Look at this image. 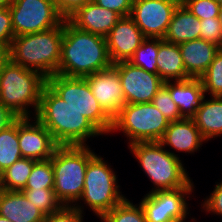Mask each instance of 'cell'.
<instances>
[{
    "mask_svg": "<svg viewBox=\"0 0 222 222\" xmlns=\"http://www.w3.org/2000/svg\"><path fill=\"white\" fill-rule=\"evenodd\" d=\"M37 160L22 157L3 171L2 189L21 191L25 188L33 165Z\"/></svg>",
    "mask_w": 222,
    "mask_h": 222,
    "instance_id": "484cf974",
    "label": "cell"
},
{
    "mask_svg": "<svg viewBox=\"0 0 222 222\" xmlns=\"http://www.w3.org/2000/svg\"><path fill=\"white\" fill-rule=\"evenodd\" d=\"M112 66L118 71L125 104L151 103L164 84L158 74L147 72L129 61L118 62Z\"/></svg>",
    "mask_w": 222,
    "mask_h": 222,
    "instance_id": "7c38bea8",
    "label": "cell"
},
{
    "mask_svg": "<svg viewBox=\"0 0 222 222\" xmlns=\"http://www.w3.org/2000/svg\"><path fill=\"white\" fill-rule=\"evenodd\" d=\"M153 104L168 120V122L178 121L183 119L177 105L172 100L168 89L163 85L153 97Z\"/></svg>",
    "mask_w": 222,
    "mask_h": 222,
    "instance_id": "1f68e13d",
    "label": "cell"
},
{
    "mask_svg": "<svg viewBox=\"0 0 222 222\" xmlns=\"http://www.w3.org/2000/svg\"><path fill=\"white\" fill-rule=\"evenodd\" d=\"M195 186H184L174 190H156L143 196L140 206L147 222H186L189 203L187 200Z\"/></svg>",
    "mask_w": 222,
    "mask_h": 222,
    "instance_id": "8fae6325",
    "label": "cell"
},
{
    "mask_svg": "<svg viewBox=\"0 0 222 222\" xmlns=\"http://www.w3.org/2000/svg\"><path fill=\"white\" fill-rule=\"evenodd\" d=\"M120 187L118 175L111 164L108 165L102 156L95 154L89 160L83 193L74 207L84 214V205H86V208L88 207L94 215L100 218L126 198L120 191Z\"/></svg>",
    "mask_w": 222,
    "mask_h": 222,
    "instance_id": "52a82bcc",
    "label": "cell"
},
{
    "mask_svg": "<svg viewBox=\"0 0 222 222\" xmlns=\"http://www.w3.org/2000/svg\"><path fill=\"white\" fill-rule=\"evenodd\" d=\"M22 158L18 140V119L0 131V169L3 172Z\"/></svg>",
    "mask_w": 222,
    "mask_h": 222,
    "instance_id": "d4e9b609",
    "label": "cell"
},
{
    "mask_svg": "<svg viewBox=\"0 0 222 222\" xmlns=\"http://www.w3.org/2000/svg\"><path fill=\"white\" fill-rule=\"evenodd\" d=\"M105 38L112 64L129 61L145 39L130 16L122 17Z\"/></svg>",
    "mask_w": 222,
    "mask_h": 222,
    "instance_id": "2e32d148",
    "label": "cell"
},
{
    "mask_svg": "<svg viewBox=\"0 0 222 222\" xmlns=\"http://www.w3.org/2000/svg\"><path fill=\"white\" fill-rule=\"evenodd\" d=\"M62 40L63 22L45 31L15 36L9 47V59L48 78L58 72Z\"/></svg>",
    "mask_w": 222,
    "mask_h": 222,
    "instance_id": "3957f363",
    "label": "cell"
},
{
    "mask_svg": "<svg viewBox=\"0 0 222 222\" xmlns=\"http://www.w3.org/2000/svg\"><path fill=\"white\" fill-rule=\"evenodd\" d=\"M192 117L206 142L222 135V97L205 98Z\"/></svg>",
    "mask_w": 222,
    "mask_h": 222,
    "instance_id": "603a6c76",
    "label": "cell"
},
{
    "mask_svg": "<svg viewBox=\"0 0 222 222\" xmlns=\"http://www.w3.org/2000/svg\"><path fill=\"white\" fill-rule=\"evenodd\" d=\"M128 148L155 186L149 192L194 186L182 160L167 151L159 141L136 142L128 145Z\"/></svg>",
    "mask_w": 222,
    "mask_h": 222,
    "instance_id": "5b68a950",
    "label": "cell"
},
{
    "mask_svg": "<svg viewBox=\"0 0 222 222\" xmlns=\"http://www.w3.org/2000/svg\"><path fill=\"white\" fill-rule=\"evenodd\" d=\"M2 175H3V172L0 169V190H2Z\"/></svg>",
    "mask_w": 222,
    "mask_h": 222,
    "instance_id": "bcb514c9",
    "label": "cell"
},
{
    "mask_svg": "<svg viewBox=\"0 0 222 222\" xmlns=\"http://www.w3.org/2000/svg\"><path fill=\"white\" fill-rule=\"evenodd\" d=\"M218 19L222 28V2H220V11H219Z\"/></svg>",
    "mask_w": 222,
    "mask_h": 222,
    "instance_id": "7bdbcfd3",
    "label": "cell"
},
{
    "mask_svg": "<svg viewBox=\"0 0 222 222\" xmlns=\"http://www.w3.org/2000/svg\"><path fill=\"white\" fill-rule=\"evenodd\" d=\"M0 222H12V221H10L9 219L5 217L0 216Z\"/></svg>",
    "mask_w": 222,
    "mask_h": 222,
    "instance_id": "f6af8a7d",
    "label": "cell"
},
{
    "mask_svg": "<svg viewBox=\"0 0 222 222\" xmlns=\"http://www.w3.org/2000/svg\"><path fill=\"white\" fill-rule=\"evenodd\" d=\"M83 215L85 216L74 206H63L60 210L45 215L43 222H83Z\"/></svg>",
    "mask_w": 222,
    "mask_h": 222,
    "instance_id": "e575fe53",
    "label": "cell"
},
{
    "mask_svg": "<svg viewBox=\"0 0 222 222\" xmlns=\"http://www.w3.org/2000/svg\"><path fill=\"white\" fill-rule=\"evenodd\" d=\"M157 58V74L164 82L190 79L184 68L179 45L158 38Z\"/></svg>",
    "mask_w": 222,
    "mask_h": 222,
    "instance_id": "cb8c5ba5",
    "label": "cell"
},
{
    "mask_svg": "<svg viewBox=\"0 0 222 222\" xmlns=\"http://www.w3.org/2000/svg\"><path fill=\"white\" fill-rule=\"evenodd\" d=\"M101 222H147L142 207L127 197L100 217Z\"/></svg>",
    "mask_w": 222,
    "mask_h": 222,
    "instance_id": "4316f807",
    "label": "cell"
},
{
    "mask_svg": "<svg viewBox=\"0 0 222 222\" xmlns=\"http://www.w3.org/2000/svg\"><path fill=\"white\" fill-rule=\"evenodd\" d=\"M46 85L60 99L80 112L103 135L111 133L113 119L100 106L85 77L55 74L46 78Z\"/></svg>",
    "mask_w": 222,
    "mask_h": 222,
    "instance_id": "ba28073f",
    "label": "cell"
},
{
    "mask_svg": "<svg viewBox=\"0 0 222 222\" xmlns=\"http://www.w3.org/2000/svg\"><path fill=\"white\" fill-rule=\"evenodd\" d=\"M200 21V39L212 42L222 48V28L218 17H211Z\"/></svg>",
    "mask_w": 222,
    "mask_h": 222,
    "instance_id": "836d02e7",
    "label": "cell"
},
{
    "mask_svg": "<svg viewBox=\"0 0 222 222\" xmlns=\"http://www.w3.org/2000/svg\"><path fill=\"white\" fill-rule=\"evenodd\" d=\"M21 192L45 215L56 212L63 207L53 188H24Z\"/></svg>",
    "mask_w": 222,
    "mask_h": 222,
    "instance_id": "f1b7e54d",
    "label": "cell"
},
{
    "mask_svg": "<svg viewBox=\"0 0 222 222\" xmlns=\"http://www.w3.org/2000/svg\"><path fill=\"white\" fill-rule=\"evenodd\" d=\"M9 60V48L0 45V71L4 64Z\"/></svg>",
    "mask_w": 222,
    "mask_h": 222,
    "instance_id": "60d3db41",
    "label": "cell"
},
{
    "mask_svg": "<svg viewBox=\"0 0 222 222\" xmlns=\"http://www.w3.org/2000/svg\"><path fill=\"white\" fill-rule=\"evenodd\" d=\"M168 120L151 103L125 104L113 118L112 132H123L128 144L160 141Z\"/></svg>",
    "mask_w": 222,
    "mask_h": 222,
    "instance_id": "9c48e42d",
    "label": "cell"
},
{
    "mask_svg": "<svg viewBox=\"0 0 222 222\" xmlns=\"http://www.w3.org/2000/svg\"><path fill=\"white\" fill-rule=\"evenodd\" d=\"M54 171L50 159L38 160L33 165L25 188H53Z\"/></svg>",
    "mask_w": 222,
    "mask_h": 222,
    "instance_id": "4dcf8cb0",
    "label": "cell"
},
{
    "mask_svg": "<svg viewBox=\"0 0 222 222\" xmlns=\"http://www.w3.org/2000/svg\"><path fill=\"white\" fill-rule=\"evenodd\" d=\"M213 191L209 196L202 200L201 209L205 211V213H212V215L216 214L217 216L222 217V181L215 182Z\"/></svg>",
    "mask_w": 222,
    "mask_h": 222,
    "instance_id": "d590c367",
    "label": "cell"
},
{
    "mask_svg": "<svg viewBox=\"0 0 222 222\" xmlns=\"http://www.w3.org/2000/svg\"><path fill=\"white\" fill-rule=\"evenodd\" d=\"M98 6L117 12L122 17L130 16L133 0H93Z\"/></svg>",
    "mask_w": 222,
    "mask_h": 222,
    "instance_id": "74e56055",
    "label": "cell"
},
{
    "mask_svg": "<svg viewBox=\"0 0 222 222\" xmlns=\"http://www.w3.org/2000/svg\"><path fill=\"white\" fill-rule=\"evenodd\" d=\"M164 1H168V2H172L179 5H182L184 3V0H164Z\"/></svg>",
    "mask_w": 222,
    "mask_h": 222,
    "instance_id": "ee69618b",
    "label": "cell"
},
{
    "mask_svg": "<svg viewBox=\"0 0 222 222\" xmlns=\"http://www.w3.org/2000/svg\"><path fill=\"white\" fill-rule=\"evenodd\" d=\"M183 4L200 20L218 17L220 11L219 0H184Z\"/></svg>",
    "mask_w": 222,
    "mask_h": 222,
    "instance_id": "d6a6232c",
    "label": "cell"
},
{
    "mask_svg": "<svg viewBox=\"0 0 222 222\" xmlns=\"http://www.w3.org/2000/svg\"><path fill=\"white\" fill-rule=\"evenodd\" d=\"M18 140L22 157L37 161L50 159L59 146L35 117L18 118Z\"/></svg>",
    "mask_w": 222,
    "mask_h": 222,
    "instance_id": "5bb4252c",
    "label": "cell"
},
{
    "mask_svg": "<svg viewBox=\"0 0 222 222\" xmlns=\"http://www.w3.org/2000/svg\"><path fill=\"white\" fill-rule=\"evenodd\" d=\"M9 11L14 36L45 31L65 20L58 13L54 0H12Z\"/></svg>",
    "mask_w": 222,
    "mask_h": 222,
    "instance_id": "30bf717a",
    "label": "cell"
},
{
    "mask_svg": "<svg viewBox=\"0 0 222 222\" xmlns=\"http://www.w3.org/2000/svg\"><path fill=\"white\" fill-rule=\"evenodd\" d=\"M35 118L52 134L58 145L86 146L89 138L103 136L89 120L60 99L47 85L42 89Z\"/></svg>",
    "mask_w": 222,
    "mask_h": 222,
    "instance_id": "7a4b0ae2",
    "label": "cell"
},
{
    "mask_svg": "<svg viewBox=\"0 0 222 222\" xmlns=\"http://www.w3.org/2000/svg\"><path fill=\"white\" fill-rule=\"evenodd\" d=\"M177 7L164 0H133L130 17L145 38L163 39Z\"/></svg>",
    "mask_w": 222,
    "mask_h": 222,
    "instance_id": "4fadbf2b",
    "label": "cell"
},
{
    "mask_svg": "<svg viewBox=\"0 0 222 222\" xmlns=\"http://www.w3.org/2000/svg\"><path fill=\"white\" fill-rule=\"evenodd\" d=\"M19 117L0 103V131L6 129Z\"/></svg>",
    "mask_w": 222,
    "mask_h": 222,
    "instance_id": "ab89813d",
    "label": "cell"
},
{
    "mask_svg": "<svg viewBox=\"0 0 222 222\" xmlns=\"http://www.w3.org/2000/svg\"><path fill=\"white\" fill-rule=\"evenodd\" d=\"M94 97L113 119L125 105L118 71L113 67L85 76Z\"/></svg>",
    "mask_w": 222,
    "mask_h": 222,
    "instance_id": "9a60e30c",
    "label": "cell"
},
{
    "mask_svg": "<svg viewBox=\"0 0 222 222\" xmlns=\"http://www.w3.org/2000/svg\"><path fill=\"white\" fill-rule=\"evenodd\" d=\"M121 18L117 12L100 7L91 1L67 20L77 29L106 37Z\"/></svg>",
    "mask_w": 222,
    "mask_h": 222,
    "instance_id": "ac0fdd59",
    "label": "cell"
},
{
    "mask_svg": "<svg viewBox=\"0 0 222 222\" xmlns=\"http://www.w3.org/2000/svg\"><path fill=\"white\" fill-rule=\"evenodd\" d=\"M45 85L46 78L40 72L9 59L0 71V103L19 118L35 117Z\"/></svg>",
    "mask_w": 222,
    "mask_h": 222,
    "instance_id": "277c9868",
    "label": "cell"
},
{
    "mask_svg": "<svg viewBox=\"0 0 222 222\" xmlns=\"http://www.w3.org/2000/svg\"><path fill=\"white\" fill-rule=\"evenodd\" d=\"M0 216L12 222H43L45 214L21 191L0 190Z\"/></svg>",
    "mask_w": 222,
    "mask_h": 222,
    "instance_id": "44dd1931",
    "label": "cell"
},
{
    "mask_svg": "<svg viewBox=\"0 0 222 222\" xmlns=\"http://www.w3.org/2000/svg\"><path fill=\"white\" fill-rule=\"evenodd\" d=\"M169 91L183 118H192L205 94L200 78L183 81H166L163 84Z\"/></svg>",
    "mask_w": 222,
    "mask_h": 222,
    "instance_id": "ffe728a7",
    "label": "cell"
},
{
    "mask_svg": "<svg viewBox=\"0 0 222 222\" xmlns=\"http://www.w3.org/2000/svg\"><path fill=\"white\" fill-rule=\"evenodd\" d=\"M201 21L184 5H179L172 16L163 38L166 42L181 44L200 39Z\"/></svg>",
    "mask_w": 222,
    "mask_h": 222,
    "instance_id": "7402d4cb",
    "label": "cell"
},
{
    "mask_svg": "<svg viewBox=\"0 0 222 222\" xmlns=\"http://www.w3.org/2000/svg\"><path fill=\"white\" fill-rule=\"evenodd\" d=\"M159 142L164 148L169 147L170 149L166 148V150L179 158L180 155L175 153L176 150L178 153L182 152L191 155L200 151L199 149L203 146V143H206L192 118L169 122ZM171 149L175 151L173 152Z\"/></svg>",
    "mask_w": 222,
    "mask_h": 222,
    "instance_id": "e0dca14e",
    "label": "cell"
},
{
    "mask_svg": "<svg viewBox=\"0 0 222 222\" xmlns=\"http://www.w3.org/2000/svg\"><path fill=\"white\" fill-rule=\"evenodd\" d=\"M14 37L9 7L0 8V45L9 48Z\"/></svg>",
    "mask_w": 222,
    "mask_h": 222,
    "instance_id": "8d00e7d4",
    "label": "cell"
},
{
    "mask_svg": "<svg viewBox=\"0 0 222 222\" xmlns=\"http://www.w3.org/2000/svg\"><path fill=\"white\" fill-rule=\"evenodd\" d=\"M58 13L67 20L79 8L91 0H54Z\"/></svg>",
    "mask_w": 222,
    "mask_h": 222,
    "instance_id": "f35d334b",
    "label": "cell"
},
{
    "mask_svg": "<svg viewBox=\"0 0 222 222\" xmlns=\"http://www.w3.org/2000/svg\"><path fill=\"white\" fill-rule=\"evenodd\" d=\"M112 65L105 37L77 29L68 20L63 21L61 60L57 74L85 77Z\"/></svg>",
    "mask_w": 222,
    "mask_h": 222,
    "instance_id": "6da1fadb",
    "label": "cell"
},
{
    "mask_svg": "<svg viewBox=\"0 0 222 222\" xmlns=\"http://www.w3.org/2000/svg\"><path fill=\"white\" fill-rule=\"evenodd\" d=\"M94 150L86 146L59 145L52 157L54 192L63 206H74L83 193L84 178Z\"/></svg>",
    "mask_w": 222,
    "mask_h": 222,
    "instance_id": "8992f818",
    "label": "cell"
},
{
    "mask_svg": "<svg viewBox=\"0 0 222 222\" xmlns=\"http://www.w3.org/2000/svg\"><path fill=\"white\" fill-rule=\"evenodd\" d=\"M158 38H145L129 60L134 66L157 74Z\"/></svg>",
    "mask_w": 222,
    "mask_h": 222,
    "instance_id": "83f0119b",
    "label": "cell"
},
{
    "mask_svg": "<svg viewBox=\"0 0 222 222\" xmlns=\"http://www.w3.org/2000/svg\"><path fill=\"white\" fill-rule=\"evenodd\" d=\"M186 74L190 78H200L208 69L221 49L216 44L196 39L179 44Z\"/></svg>",
    "mask_w": 222,
    "mask_h": 222,
    "instance_id": "d6986e66",
    "label": "cell"
},
{
    "mask_svg": "<svg viewBox=\"0 0 222 222\" xmlns=\"http://www.w3.org/2000/svg\"><path fill=\"white\" fill-rule=\"evenodd\" d=\"M204 94L222 97V48L215 55L206 72L200 77Z\"/></svg>",
    "mask_w": 222,
    "mask_h": 222,
    "instance_id": "f546056e",
    "label": "cell"
},
{
    "mask_svg": "<svg viewBox=\"0 0 222 222\" xmlns=\"http://www.w3.org/2000/svg\"><path fill=\"white\" fill-rule=\"evenodd\" d=\"M12 0H0V8H7L11 5Z\"/></svg>",
    "mask_w": 222,
    "mask_h": 222,
    "instance_id": "b9f144b4",
    "label": "cell"
}]
</instances>
